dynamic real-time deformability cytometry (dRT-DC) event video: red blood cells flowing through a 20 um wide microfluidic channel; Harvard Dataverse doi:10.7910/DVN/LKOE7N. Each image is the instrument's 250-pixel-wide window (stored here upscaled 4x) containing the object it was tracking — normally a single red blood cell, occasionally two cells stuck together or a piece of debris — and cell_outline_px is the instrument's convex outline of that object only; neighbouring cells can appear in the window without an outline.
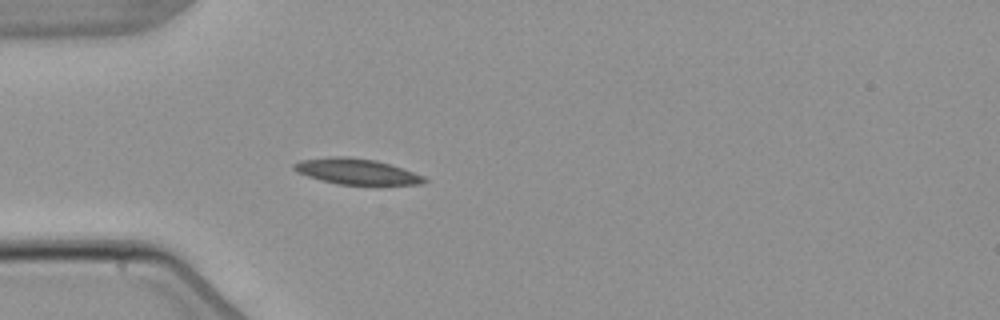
{"species": "common noctule bat (a hibernating species)", "species_latin": "Nyctalus noctula", "temperature_condition": "warm", "stored_images_in_passage": 2, "camera_frame_rate_fps": 3000, "um_per_image_px": 0.085, "animal": {"sex": "male", "body_mass_g": 21.5, "forearm_length_mm": 52.0}, "frame": {"image": 1, "passage_image": 2, "time_ms": 1.333, "image_size_px": [1000, 320], "cell_outline_px": [[428, 180], [420, 184], [380, 188], [376, 188], [336, 184], [320, 180], [296, 172], [292, 168], [292, 164], [300, 160], [336, 156], [348, 156], [376, 160], [424, 176]], "centroid_in_image_um": [30.35, 14.64], "position_along_channel_um": 54.7, "area_um2": 20.58}}